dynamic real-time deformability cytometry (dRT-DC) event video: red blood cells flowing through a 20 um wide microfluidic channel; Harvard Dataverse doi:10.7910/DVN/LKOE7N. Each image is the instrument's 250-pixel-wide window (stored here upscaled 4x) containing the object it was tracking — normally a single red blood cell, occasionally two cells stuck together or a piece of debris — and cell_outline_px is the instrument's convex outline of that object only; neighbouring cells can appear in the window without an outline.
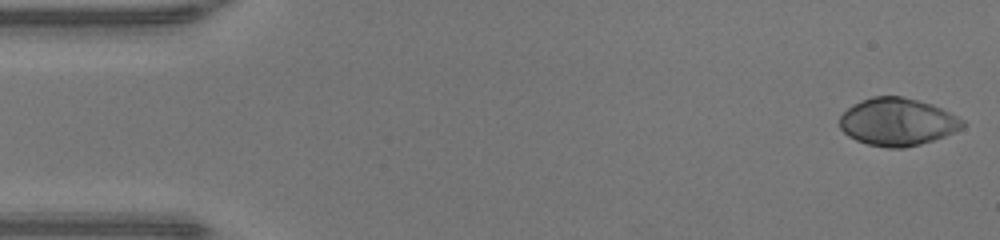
{"species": "human", "species_latin": "Homo sapiens", "temperature_condition": "warm", "stored_images_in_passage": 48, "camera_frame_rate_fps": 3000, "um_per_image_px": 0.085, "donor": {"sex": "male"}, "frame": {"image": 1, "passage_image": 1, "time_ms": 0.0, "image_size_px": [1000, 240], "cell_outline_px": [[964, 124], [960, 128], [944, 136], [920, 144], [904, 148], [888, 148], [868, 144], [856, 140], [848, 136], [840, 128], [840, 116], [848, 108], [860, 100], [872, 96], [900, 96], [916, 100], [940, 108], [964, 120]], "centroid_in_image_um": [76.23, 10.36], "position_along_channel_um": 8.8, "area_um2": 33.64}}
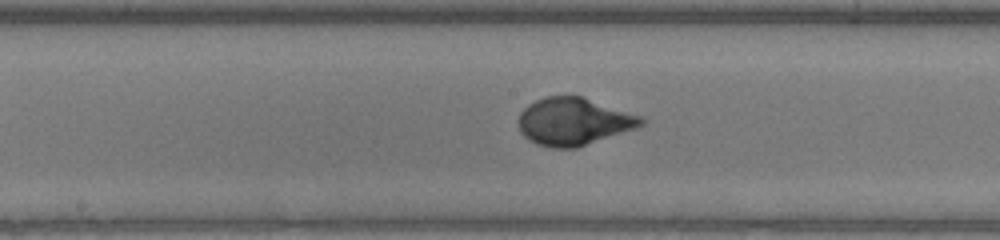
{"frame": {"image": 2, "passage_image": 24, "time_ms": 7.667, "image_size_px": [1000, 240], "cell_outline_px": [[644, 124], [636, 128], [576, 148], [552, 148], [536, 144], [524, 136], [520, 132], [520, 112], [528, 104], [544, 96], [580, 96], [640, 116], [644, 120]], "centroid_in_image_um": [48.73, 10.34], "position_along_channel_um": 199.5, "area_um2": 33.52}}
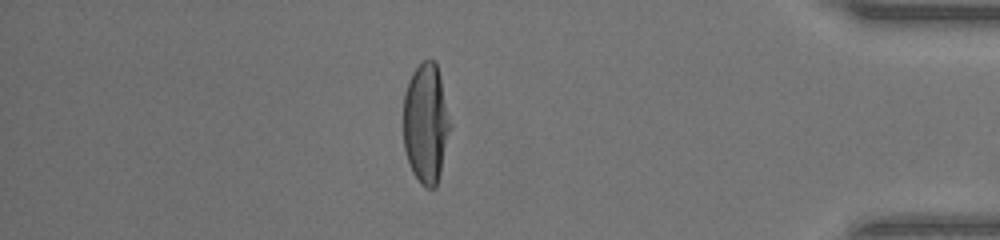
{"frame": {"image": 3, "passage_image": 41, "time_ms": 13.333, "image_size_px": [1000, 240], "cell_outline_px": [[452, 124], [436, 188], [428, 188], [420, 184], [412, 172], [404, 148], [404, 96], [408, 80], [412, 72], [424, 60], [436, 60]], "centroid_in_image_um": [36.21, 10.48], "position_along_channel_um": 399.0, "area_um2": 32.89}, "authors_computed_cell_mechanics": {"area_um2": 33.4084, "velocity_mm_per_s": 4.261, "shape_relaxation_time_tau1_ms": 3.6859, "shape_relaxation_time_tau2_ms": null, "deformation_change_tau1": 0.2614, "deformation_change_tau2": null}}